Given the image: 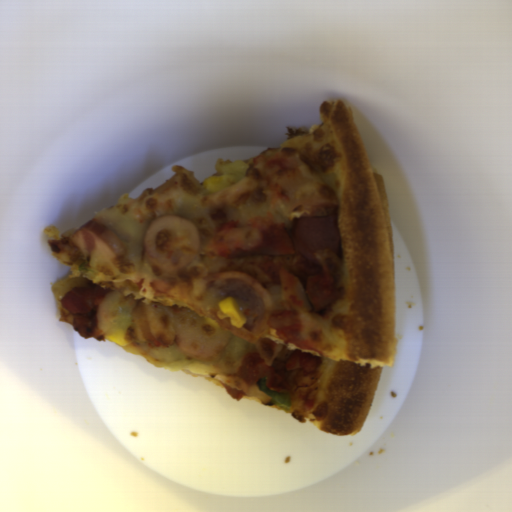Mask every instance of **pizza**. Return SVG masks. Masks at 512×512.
<instances>
[{
  "mask_svg": "<svg viewBox=\"0 0 512 512\" xmlns=\"http://www.w3.org/2000/svg\"><path fill=\"white\" fill-rule=\"evenodd\" d=\"M253 158L129 193L78 228L43 233L70 270L53 281L59 321L319 431H362L396 347L395 250L383 177L349 104ZM337 216L340 246L314 263L294 246L301 217ZM235 299L233 326L217 303ZM288 394L277 408L256 386Z\"/></svg>",
  "mask_w": 512,
  "mask_h": 512,
  "instance_id": "1",
  "label": "pizza"
}]
</instances>
